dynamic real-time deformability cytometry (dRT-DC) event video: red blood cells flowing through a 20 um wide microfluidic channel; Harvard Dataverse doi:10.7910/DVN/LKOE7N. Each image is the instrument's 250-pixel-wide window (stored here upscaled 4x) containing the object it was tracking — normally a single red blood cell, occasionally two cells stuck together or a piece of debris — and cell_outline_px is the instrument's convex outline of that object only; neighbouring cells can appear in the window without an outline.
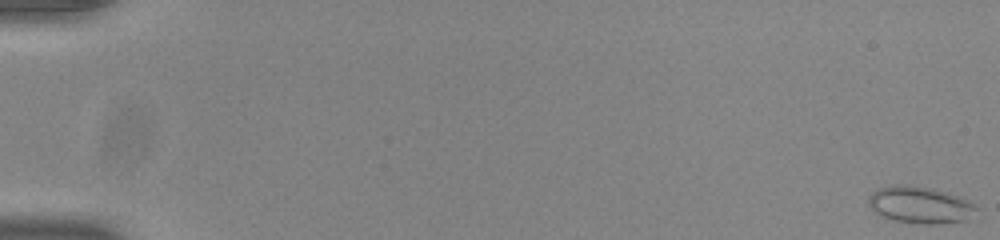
{"species": "common noctule bat (a hibernating species)", "species_latin": "Nyctalus noctula", "temperature_condition": "room temperature", "stored_images_in_passage": 55, "camera_frame_rate_fps": 3000, "um_per_image_px": 0.085, "animal": {"sex": "male", "body_mass_g": 20.0, "forearm_length_mm": 53.3}, "frame": {"image": 1, "passage_image": 1, "time_ms": 0.0, "image_size_px": [1000, 240], "cell_outline_px": [[976, 208], [964, 220], [932, 224], [920, 224], [896, 220], [880, 216], [868, 204], [868, 196], [872, 192], [880, 188], [892, 184], [912, 184], [944, 192], [968, 200], [976, 204]], "centroid_in_image_um": [78.12, 17.4], "position_along_channel_um": 6.9, "area_um2": 22.77}}
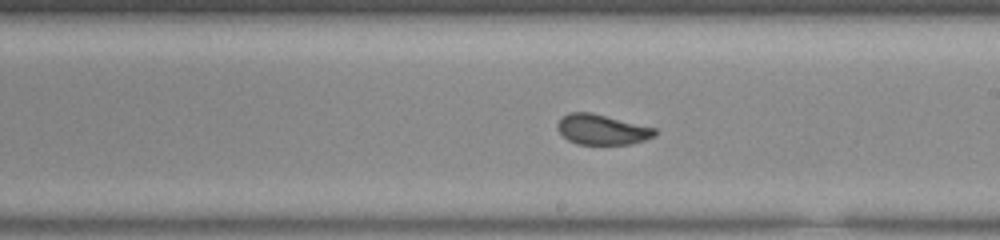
{"frame": {"image": 2, "passage_image": 33, "time_ms": 10.667, "image_size_px": [1000, 240], "cell_outline_px": [[656, 132], [652, 136], [644, 140], [632, 144], [576, 144], [568, 140], [556, 128], [556, 124], [568, 112], [592, 112], [656, 128]], "centroid_in_image_um": [51.15, 11.0], "position_along_channel_um": 237.9, "area_um2": 17.11}}
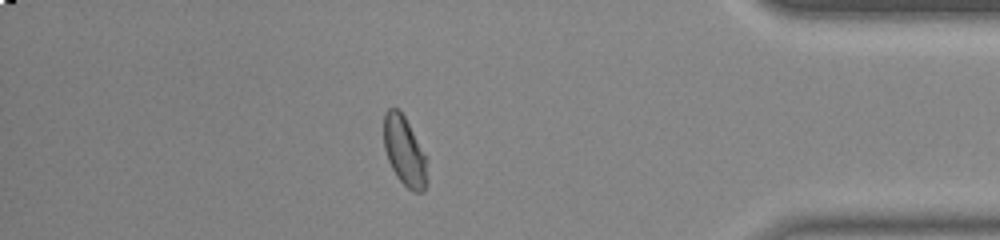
{"frame": {"image": 3, "passage_image": 48, "time_ms": 15.667, "image_size_px": [1000, 240], "cell_outline_px": [[428, 184], [424, 192], [412, 192], [396, 176], [388, 160], [384, 148], [384, 116], [388, 108], [396, 108], [404, 116], [428, 160]], "centroid_in_image_um": [34.41, 12.92], "position_along_channel_um": 400.8, "area_um2": 17.63}, "authors_computed_cell_mechanics": {"area_um2": 18.6116, "velocity_mm_per_s": 3.8731, "shape_relaxation_time_tau1_ms": null, "shape_relaxation_time_tau2_ms": 0.6576, "deformation_change_tau1": null, "deformation_change_tau2": 0.0484}}